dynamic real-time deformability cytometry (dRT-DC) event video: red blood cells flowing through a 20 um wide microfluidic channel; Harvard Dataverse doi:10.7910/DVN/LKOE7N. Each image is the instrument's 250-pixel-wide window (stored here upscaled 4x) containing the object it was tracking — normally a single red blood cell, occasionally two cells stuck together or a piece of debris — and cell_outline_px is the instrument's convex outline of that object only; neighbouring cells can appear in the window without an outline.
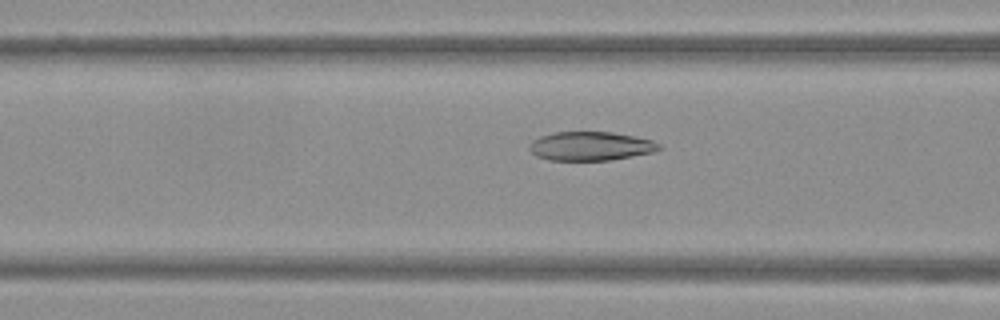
{"species": "Egyptian fruit bat (a non-hibernating species)", "species_latin": "Rousettus aegyptiacus", "temperature_condition": "warm", "stored_images_in_passage": 57, "camera_frame_rate_fps": 3000, "um_per_image_px": 0.085, "frame": {"image": 1, "passage_image": 23, "time_ms": 7.333, "image_size_px": [1000, 320], "cell_outline_px": [[664, 148], [652, 152], [612, 160], [548, 160], [536, 156], [528, 148], [532, 140], [540, 136], [552, 132], [612, 132], [636, 136], [652, 140], [660, 144]], "centroid_in_image_um": [50.21, 12.41], "position_along_channel_um": 116.4, "area_um2": 21.96}}
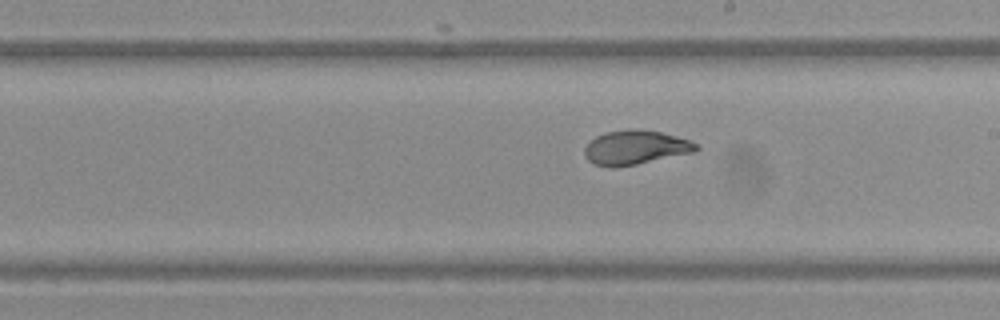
{"frame": {"image": 2, "passage_image": 33, "time_ms": 10.667, "image_size_px": [1000, 320], "cell_outline_px": [[700, 148], [696, 152], [636, 164], [612, 168], [592, 164], [584, 156], [584, 148], [596, 136], [608, 132], [628, 128], [660, 132], [676, 136], [688, 140], [696, 144]], "centroid_in_image_um": [53.99, 12.55], "position_along_channel_um": 235.0, "area_um2": 22.2}}
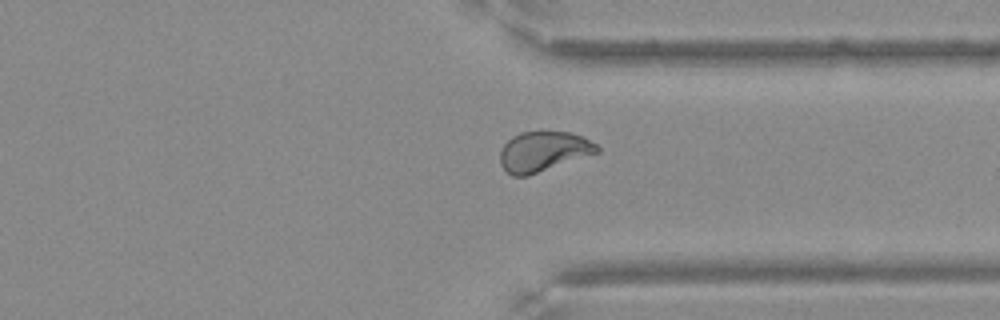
{"frame": {"image": 3, "passage_image": 44, "time_ms": 14.333, "image_size_px": [1000, 320], "cell_outline_px": [[600, 152], [528, 176], [512, 176], [500, 164], [500, 152], [504, 144], [512, 136], [520, 132], [572, 132], [584, 136], [596, 144], [600, 148]], "centroid_in_image_um": [46.21, 12.87], "position_along_channel_um": 365.2, "area_um2": 22.72}}